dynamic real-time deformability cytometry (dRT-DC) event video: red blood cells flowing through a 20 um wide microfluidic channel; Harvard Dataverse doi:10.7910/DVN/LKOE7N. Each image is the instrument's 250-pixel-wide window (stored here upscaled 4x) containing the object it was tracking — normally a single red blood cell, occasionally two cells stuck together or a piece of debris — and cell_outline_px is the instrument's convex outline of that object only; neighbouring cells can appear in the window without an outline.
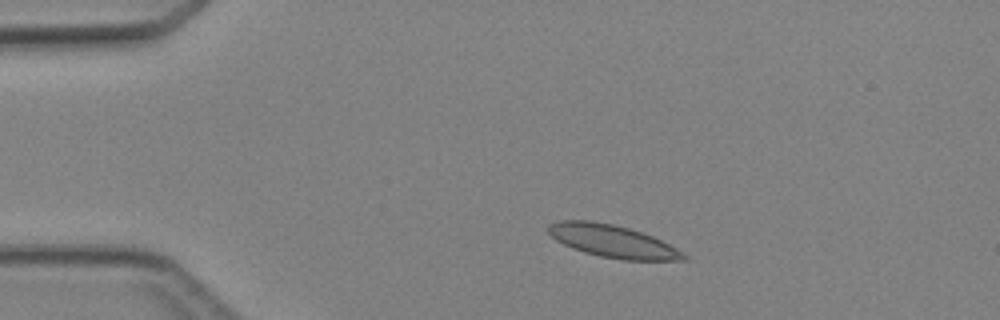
{"species": "Egyptian fruit bat (a non-hibernating species)", "species_latin": "Rousettus aegyptiacus", "temperature_condition": "cold", "stored_images_in_passage": 4, "camera_frame_rate_fps": 3000, "um_per_image_px": 0.085, "animal": {"sex": "female"}, "frame": {"image": 1, "passage_image": 2, "time_ms": 1.333, "image_size_px": [1000, 320], "cell_outline_px": [[688, 260], [624, 260], [600, 256], [584, 252], [572, 248], [556, 240], [548, 232], [548, 224], [560, 220], [592, 220], [612, 224], [628, 228], [652, 236], [676, 248], [688, 256]], "centroid_in_image_um": [52.05, 20.5], "position_along_channel_um": 32.9, "area_um2": 25.49}}
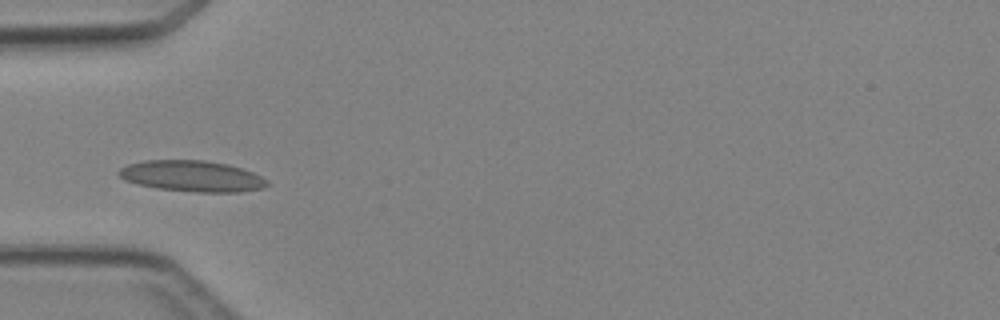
{"frame": {"image": 2, "passage_image": 4, "time_ms": 3.333, "image_size_px": [1000, 320], "cell_outline_px": [[268, 184], [264, 188], [240, 192], [196, 192], [156, 188], [124, 180], [116, 172], [120, 168], [128, 164], [144, 160], [204, 160], [228, 164], [252, 172], [268, 180]], "centroid_in_image_um": [16.32, 14.97], "position_along_channel_um": 68.7, "area_um2": 26.82}}